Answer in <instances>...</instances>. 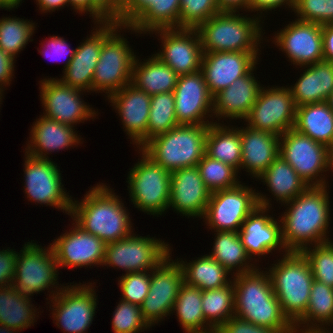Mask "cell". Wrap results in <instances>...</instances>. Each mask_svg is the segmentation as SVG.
I'll return each instance as SVG.
<instances>
[{
  "instance_id": "cell-1",
  "label": "cell",
  "mask_w": 333,
  "mask_h": 333,
  "mask_svg": "<svg viewBox=\"0 0 333 333\" xmlns=\"http://www.w3.org/2000/svg\"><path fill=\"white\" fill-rule=\"evenodd\" d=\"M329 186L308 187L295 199L283 204L285 212L279 216L283 243L288 251L304 248L329 239L331 205ZM288 206V207H287Z\"/></svg>"
},
{
  "instance_id": "cell-2",
  "label": "cell",
  "mask_w": 333,
  "mask_h": 333,
  "mask_svg": "<svg viewBox=\"0 0 333 333\" xmlns=\"http://www.w3.org/2000/svg\"><path fill=\"white\" fill-rule=\"evenodd\" d=\"M106 183L90 187L79 202L72 200L70 217L85 232L106 244L128 237L132 232L129 212L119 195Z\"/></svg>"
},
{
  "instance_id": "cell-3",
  "label": "cell",
  "mask_w": 333,
  "mask_h": 333,
  "mask_svg": "<svg viewBox=\"0 0 333 333\" xmlns=\"http://www.w3.org/2000/svg\"><path fill=\"white\" fill-rule=\"evenodd\" d=\"M234 315L279 333H295L294 325L283 314L274 293L268 271L259 266L248 273L233 276Z\"/></svg>"
},
{
  "instance_id": "cell-4",
  "label": "cell",
  "mask_w": 333,
  "mask_h": 333,
  "mask_svg": "<svg viewBox=\"0 0 333 333\" xmlns=\"http://www.w3.org/2000/svg\"><path fill=\"white\" fill-rule=\"evenodd\" d=\"M240 12H220L200 24L203 52H259L263 43V19Z\"/></svg>"
},
{
  "instance_id": "cell-5",
  "label": "cell",
  "mask_w": 333,
  "mask_h": 333,
  "mask_svg": "<svg viewBox=\"0 0 333 333\" xmlns=\"http://www.w3.org/2000/svg\"><path fill=\"white\" fill-rule=\"evenodd\" d=\"M267 268L283 314L294 325L307 310L313 274L302 252L289 251Z\"/></svg>"
},
{
  "instance_id": "cell-6",
  "label": "cell",
  "mask_w": 333,
  "mask_h": 333,
  "mask_svg": "<svg viewBox=\"0 0 333 333\" xmlns=\"http://www.w3.org/2000/svg\"><path fill=\"white\" fill-rule=\"evenodd\" d=\"M124 25L117 22L102 23V48L92 79L91 91L110 96L131 84L136 54L124 38ZM131 47V48H130Z\"/></svg>"
},
{
  "instance_id": "cell-7",
  "label": "cell",
  "mask_w": 333,
  "mask_h": 333,
  "mask_svg": "<svg viewBox=\"0 0 333 333\" xmlns=\"http://www.w3.org/2000/svg\"><path fill=\"white\" fill-rule=\"evenodd\" d=\"M209 125H178L147 141L140 149L170 173L197 166L205 155Z\"/></svg>"
},
{
  "instance_id": "cell-8",
  "label": "cell",
  "mask_w": 333,
  "mask_h": 333,
  "mask_svg": "<svg viewBox=\"0 0 333 333\" xmlns=\"http://www.w3.org/2000/svg\"><path fill=\"white\" fill-rule=\"evenodd\" d=\"M239 183L237 186L212 192L203 221L216 231H239L244 220L258 207H272L266 194Z\"/></svg>"
},
{
  "instance_id": "cell-9",
  "label": "cell",
  "mask_w": 333,
  "mask_h": 333,
  "mask_svg": "<svg viewBox=\"0 0 333 333\" xmlns=\"http://www.w3.org/2000/svg\"><path fill=\"white\" fill-rule=\"evenodd\" d=\"M138 153L141 158L128 172L126 181L130 200L139 211L162 216L170 201L171 173L156 164L141 149Z\"/></svg>"
},
{
  "instance_id": "cell-10",
  "label": "cell",
  "mask_w": 333,
  "mask_h": 333,
  "mask_svg": "<svg viewBox=\"0 0 333 333\" xmlns=\"http://www.w3.org/2000/svg\"><path fill=\"white\" fill-rule=\"evenodd\" d=\"M37 244L25 242L18 252L12 285L28 296L53 288L49 292L51 300L66 284L58 282L59 268L51 244L47 248Z\"/></svg>"
},
{
  "instance_id": "cell-11",
  "label": "cell",
  "mask_w": 333,
  "mask_h": 333,
  "mask_svg": "<svg viewBox=\"0 0 333 333\" xmlns=\"http://www.w3.org/2000/svg\"><path fill=\"white\" fill-rule=\"evenodd\" d=\"M279 155L293 167L308 187L329 185L325 176L329 171V148L326 145L291 128L280 136Z\"/></svg>"
},
{
  "instance_id": "cell-12",
  "label": "cell",
  "mask_w": 333,
  "mask_h": 333,
  "mask_svg": "<svg viewBox=\"0 0 333 333\" xmlns=\"http://www.w3.org/2000/svg\"><path fill=\"white\" fill-rule=\"evenodd\" d=\"M133 232L126 238L106 244L102 266L131 272L152 271L170 253L168 242Z\"/></svg>"
},
{
  "instance_id": "cell-13",
  "label": "cell",
  "mask_w": 333,
  "mask_h": 333,
  "mask_svg": "<svg viewBox=\"0 0 333 333\" xmlns=\"http://www.w3.org/2000/svg\"><path fill=\"white\" fill-rule=\"evenodd\" d=\"M68 284L50 300L53 323L63 329V333H86L98 308L97 286L95 282Z\"/></svg>"
},
{
  "instance_id": "cell-14",
  "label": "cell",
  "mask_w": 333,
  "mask_h": 333,
  "mask_svg": "<svg viewBox=\"0 0 333 333\" xmlns=\"http://www.w3.org/2000/svg\"><path fill=\"white\" fill-rule=\"evenodd\" d=\"M24 191L28 201L55 207L70 216L72 198L62 184V175L52 159L33 157L25 152Z\"/></svg>"
},
{
  "instance_id": "cell-15",
  "label": "cell",
  "mask_w": 333,
  "mask_h": 333,
  "mask_svg": "<svg viewBox=\"0 0 333 333\" xmlns=\"http://www.w3.org/2000/svg\"><path fill=\"white\" fill-rule=\"evenodd\" d=\"M165 257L152 271L149 292L140 305L143 319L150 327L170 316L184 275L178 259Z\"/></svg>"
},
{
  "instance_id": "cell-16",
  "label": "cell",
  "mask_w": 333,
  "mask_h": 333,
  "mask_svg": "<svg viewBox=\"0 0 333 333\" xmlns=\"http://www.w3.org/2000/svg\"><path fill=\"white\" fill-rule=\"evenodd\" d=\"M296 108L289 87H261L257 100L244 121L252 129L281 136L294 128Z\"/></svg>"
},
{
  "instance_id": "cell-17",
  "label": "cell",
  "mask_w": 333,
  "mask_h": 333,
  "mask_svg": "<svg viewBox=\"0 0 333 333\" xmlns=\"http://www.w3.org/2000/svg\"><path fill=\"white\" fill-rule=\"evenodd\" d=\"M39 83L40 101L45 110L43 116L72 127L90 121V118L94 121L98 116V111L84 102L85 91L66 86L54 77H45Z\"/></svg>"
},
{
  "instance_id": "cell-18",
  "label": "cell",
  "mask_w": 333,
  "mask_h": 333,
  "mask_svg": "<svg viewBox=\"0 0 333 333\" xmlns=\"http://www.w3.org/2000/svg\"><path fill=\"white\" fill-rule=\"evenodd\" d=\"M148 34H155L162 43L161 50L155 52L154 55L178 75L191 74L201 70L203 51L196 29H156Z\"/></svg>"
},
{
  "instance_id": "cell-19",
  "label": "cell",
  "mask_w": 333,
  "mask_h": 333,
  "mask_svg": "<svg viewBox=\"0 0 333 333\" xmlns=\"http://www.w3.org/2000/svg\"><path fill=\"white\" fill-rule=\"evenodd\" d=\"M180 0H123L118 24L128 32L148 34L156 29L179 28Z\"/></svg>"
},
{
  "instance_id": "cell-20",
  "label": "cell",
  "mask_w": 333,
  "mask_h": 333,
  "mask_svg": "<svg viewBox=\"0 0 333 333\" xmlns=\"http://www.w3.org/2000/svg\"><path fill=\"white\" fill-rule=\"evenodd\" d=\"M283 30H277L272 43L284 52L296 68L308 66L323 59L322 25L294 19Z\"/></svg>"
},
{
  "instance_id": "cell-21",
  "label": "cell",
  "mask_w": 333,
  "mask_h": 333,
  "mask_svg": "<svg viewBox=\"0 0 333 333\" xmlns=\"http://www.w3.org/2000/svg\"><path fill=\"white\" fill-rule=\"evenodd\" d=\"M173 93L175 114L179 125H210L215 123L212 121L213 96L208 90L201 70L179 75ZM210 117L211 121H209Z\"/></svg>"
},
{
  "instance_id": "cell-22",
  "label": "cell",
  "mask_w": 333,
  "mask_h": 333,
  "mask_svg": "<svg viewBox=\"0 0 333 333\" xmlns=\"http://www.w3.org/2000/svg\"><path fill=\"white\" fill-rule=\"evenodd\" d=\"M69 232L61 234L51 244L58 268H82L102 266L106 243L97 236L85 232L72 221Z\"/></svg>"
},
{
  "instance_id": "cell-23",
  "label": "cell",
  "mask_w": 333,
  "mask_h": 333,
  "mask_svg": "<svg viewBox=\"0 0 333 333\" xmlns=\"http://www.w3.org/2000/svg\"><path fill=\"white\" fill-rule=\"evenodd\" d=\"M259 52H203L201 71L212 96L248 75L258 63Z\"/></svg>"
},
{
  "instance_id": "cell-24",
  "label": "cell",
  "mask_w": 333,
  "mask_h": 333,
  "mask_svg": "<svg viewBox=\"0 0 333 333\" xmlns=\"http://www.w3.org/2000/svg\"><path fill=\"white\" fill-rule=\"evenodd\" d=\"M269 209V207L258 206L244 220L239 230L245 251L255 262H259L255 257H265L269 253L275 252V250L283 252V255L289 252L283 243L280 218L275 219V217L269 215L268 212L271 211Z\"/></svg>"
},
{
  "instance_id": "cell-25",
  "label": "cell",
  "mask_w": 333,
  "mask_h": 333,
  "mask_svg": "<svg viewBox=\"0 0 333 333\" xmlns=\"http://www.w3.org/2000/svg\"><path fill=\"white\" fill-rule=\"evenodd\" d=\"M115 112L121 117L124 132L137 150L147 142V128L151 96L132 83L107 97Z\"/></svg>"
},
{
  "instance_id": "cell-26",
  "label": "cell",
  "mask_w": 333,
  "mask_h": 333,
  "mask_svg": "<svg viewBox=\"0 0 333 333\" xmlns=\"http://www.w3.org/2000/svg\"><path fill=\"white\" fill-rule=\"evenodd\" d=\"M168 209L188 218H203L211 192L206 188L197 166L171 172Z\"/></svg>"
},
{
  "instance_id": "cell-27",
  "label": "cell",
  "mask_w": 333,
  "mask_h": 333,
  "mask_svg": "<svg viewBox=\"0 0 333 333\" xmlns=\"http://www.w3.org/2000/svg\"><path fill=\"white\" fill-rule=\"evenodd\" d=\"M253 71L256 69L213 96V121L214 117L218 119L215 123L222 118L242 121L249 115L262 87Z\"/></svg>"
},
{
  "instance_id": "cell-28",
  "label": "cell",
  "mask_w": 333,
  "mask_h": 333,
  "mask_svg": "<svg viewBox=\"0 0 333 333\" xmlns=\"http://www.w3.org/2000/svg\"><path fill=\"white\" fill-rule=\"evenodd\" d=\"M75 128L49 119L42 114L33 123L30 130V139L26 143L25 152L33 157L49 159V153L76 147L82 142ZM70 147V148H69Z\"/></svg>"
},
{
  "instance_id": "cell-29",
  "label": "cell",
  "mask_w": 333,
  "mask_h": 333,
  "mask_svg": "<svg viewBox=\"0 0 333 333\" xmlns=\"http://www.w3.org/2000/svg\"><path fill=\"white\" fill-rule=\"evenodd\" d=\"M95 28L84 42L76 47L74 56L63 76L58 79L71 88L91 92V84L102 48V23H94Z\"/></svg>"
},
{
  "instance_id": "cell-30",
  "label": "cell",
  "mask_w": 333,
  "mask_h": 333,
  "mask_svg": "<svg viewBox=\"0 0 333 333\" xmlns=\"http://www.w3.org/2000/svg\"><path fill=\"white\" fill-rule=\"evenodd\" d=\"M246 126L240 127L242 149L240 170L246 169L244 171L258 179L279 156L280 136Z\"/></svg>"
},
{
  "instance_id": "cell-31",
  "label": "cell",
  "mask_w": 333,
  "mask_h": 333,
  "mask_svg": "<svg viewBox=\"0 0 333 333\" xmlns=\"http://www.w3.org/2000/svg\"><path fill=\"white\" fill-rule=\"evenodd\" d=\"M299 68L304 72L289 87L296 107L327 101L333 90V63L322 60Z\"/></svg>"
},
{
  "instance_id": "cell-32",
  "label": "cell",
  "mask_w": 333,
  "mask_h": 333,
  "mask_svg": "<svg viewBox=\"0 0 333 333\" xmlns=\"http://www.w3.org/2000/svg\"><path fill=\"white\" fill-rule=\"evenodd\" d=\"M332 325L333 288L313 280L307 310L294 324L295 333H333L329 331Z\"/></svg>"
},
{
  "instance_id": "cell-33",
  "label": "cell",
  "mask_w": 333,
  "mask_h": 333,
  "mask_svg": "<svg viewBox=\"0 0 333 333\" xmlns=\"http://www.w3.org/2000/svg\"><path fill=\"white\" fill-rule=\"evenodd\" d=\"M138 57L133 64L131 83L150 96L173 92L179 75L154 54L144 62Z\"/></svg>"
},
{
  "instance_id": "cell-34",
  "label": "cell",
  "mask_w": 333,
  "mask_h": 333,
  "mask_svg": "<svg viewBox=\"0 0 333 333\" xmlns=\"http://www.w3.org/2000/svg\"><path fill=\"white\" fill-rule=\"evenodd\" d=\"M294 129L328 148L331 147L333 145V111L327 101L297 107Z\"/></svg>"
},
{
  "instance_id": "cell-35",
  "label": "cell",
  "mask_w": 333,
  "mask_h": 333,
  "mask_svg": "<svg viewBox=\"0 0 333 333\" xmlns=\"http://www.w3.org/2000/svg\"><path fill=\"white\" fill-rule=\"evenodd\" d=\"M212 123L208 127L205 154L229 164L240 173L242 158L240 127Z\"/></svg>"
},
{
  "instance_id": "cell-36",
  "label": "cell",
  "mask_w": 333,
  "mask_h": 333,
  "mask_svg": "<svg viewBox=\"0 0 333 333\" xmlns=\"http://www.w3.org/2000/svg\"><path fill=\"white\" fill-rule=\"evenodd\" d=\"M275 200L281 206L295 199L307 188V184L301 179L293 167L280 155L270 164L265 172L258 178Z\"/></svg>"
},
{
  "instance_id": "cell-37",
  "label": "cell",
  "mask_w": 333,
  "mask_h": 333,
  "mask_svg": "<svg viewBox=\"0 0 333 333\" xmlns=\"http://www.w3.org/2000/svg\"><path fill=\"white\" fill-rule=\"evenodd\" d=\"M210 255L233 276L248 273L258 266L251 262L243 246L239 231H216ZM251 262V263H250Z\"/></svg>"
},
{
  "instance_id": "cell-38",
  "label": "cell",
  "mask_w": 333,
  "mask_h": 333,
  "mask_svg": "<svg viewBox=\"0 0 333 333\" xmlns=\"http://www.w3.org/2000/svg\"><path fill=\"white\" fill-rule=\"evenodd\" d=\"M31 300L13 285L0 288V324L19 331L33 326L39 312Z\"/></svg>"
},
{
  "instance_id": "cell-39",
  "label": "cell",
  "mask_w": 333,
  "mask_h": 333,
  "mask_svg": "<svg viewBox=\"0 0 333 333\" xmlns=\"http://www.w3.org/2000/svg\"><path fill=\"white\" fill-rule=\"evenodd\" d=\"M178 262L182 268L184 283L198 287L202 291L221 288L233 282V276L231 279L228 277L233 274L210 255L205 254L188 263L183 259Z\"/></svg>"
},
{
  "instance_id": "cell-40",
  "label": "cell",
  "mask_w": 333,
  "mask_h": 333,
  "mask_svg": "<svg viewBox=\"0 0 333 333\" xmlns=\"http://www.w3.org/2000/svg\"><path fill=\"white\" fill-rule=\"evenodd\" d=\"M176 313L185 333L201 332L213 327L204 319L202 310V290L183 283L171 314Z\"/></svg>"
},
{
  "instance_id": "cell-41",
  "label": "cell",
  "mask_w": 333,
  "mask_h": 333,
  "mask_svg": "<svg viewBox=\"0 0 333 333\" xmlns=\"http://www.w3.org/2000/svg\"><path fill=\"white\" fill-rule=\"evenodd\" d=\"M234 299L233 282L221 288L202 291L204 319L213 328H219L234 316Z\"/></svg>"
},
{
  "instance_id": "cell-42",
  "label": "cell",
  "mask_w": 333,
  "mask_h": 333,
  "mask_svg": "<svg viewBox=\"0 0 333 333\" xmlns=\"http://www.w3.org/2000/svg\"><path fill=\"white\" fill-rule=\"evenodd\" d=\"M3 17L0 19V48L15 60L28 42L33 41L35 22L19 17Z\"/></svg>"
},
{
  "instance_id": "cell-43",
  "label": "cell",
  "mask_w": 333,
  "mask_h": 333,
  "mask_svg": "<svg viewBox=\"0 0 333 333\" xmlns=\"http://www.w3.org/2000/svg\"><path fill=\"white\" fill-rule=\"evenodd\" d=\"M150 105L147 141L179 125L175 114L173 92L152 95Z\"/></svg>"
},
{
  "instance_id": "cell-44",
  "label": "cell",
  "mask_w": 333,
  "mask_h": 333,
  "mask_svg": "<svg viewBox=\"0 0 333 333\" xmlns=\"http://www.w3.org/2000/svg\"><path fill=\"white\" fill-rule=\"evenodd\" d=\"M200 176L206 188L212 193L229 189L242 183L238 179V171L229 164L222 163L206 154L197 164Z\"/></svg>"
},
{
  "instance_id": "cell-45",
  "label": "cell",
  "mask_w": 333,
  "mask_h": 333,
  "mask_svg": "<svg viewBox=\"0 0 333 333\" xmlns=\"http://www.w3.org/2000/svg\"><path fill=\"white\" fill-rule=\"evenodd\" d=\"M301 252L309 262L314 280L333 288V241L308 246Z\"/></svg>"
},
{
  "instance_id": "cell-46",
  "label": "cell",
  "mask_w": 333,
  "mask_h": 333,
  "mask_svg": "<svg viewBox=\"0 0 333 333\" xmlns=\"http://www.w3.org/2000/svg\"><path fill=\"white\" fill-rule=\"evenodd\" d=\"M218 13L217 0H180L179 28L196 29Z\"/></svg>"
},
{
  "instance_id": "cell-47",
  "label": "cell",
  "mask_w": 333,
  "mask_h": 333,
  "mask_svg": "<svg viewBox=\"0 0 333 333\" xmlns=\"http://www.w3.org/2000/svg\"><path fill=\"white\" fill-rule=\"evenodd\" d=\"M111 319L114 333H140L151 328L143 319L140 306L120 300Z\"/></svg>"
},
{
  "instance_id": "cell-48",
  "label": "cell",
  "mask_w": 333,
  "mask_h": 333,
  "mask_svg": "<svg viewBox=\"0 0 333 333\" xmlns=\"http://www.w3.org/2000/svg\"><path fill=\"white\" fill-rule=\"evenodd\" d=\"M119 278L121 300L140 306L149 292L151 271L131 272Z\"/></svg>"
},
{
  "instance_id": "cell-49",
  "label": "cell",
  "mask_w": 333,
  "mask_h": 333,
  "mask_svg": "<svg viewBox=\"0 0 333 333\" xmlns=\"http://www.w3.org/2000/svg\"><path fill=\"white\" fill-rule=\"evenodd\" d=\"M293 12L301 21L333 24V0H297Z\"/></svg>"
},
{
  "instance_id": "cell-50",
  "label": "cell",
  "mask_w": 333,
  "mask_h": 333,
  "mask_svg": "<svg viewBox=\"0 0 333 333\" xmlns=\"http://www.w3.org/2000/svg\"><path fill=\"white\" fill-rule=\"evenodd\" d=\"M123 0H92L94 23L117 22L121 18Z\"/></svg>"
},
{
  "instance_id": "cell-51",
  "label": "cell",
  "mask_w": 333,
  "mask_h": 333,
  "mask_svg": "<svg viewBox=\"0 0 333 333\" xmlns=\"http://www.w3.org/2000/svg\"><path fill=\"white\" fill-rule=\"evenodd\" d=\"M47 40L45 41L46 43L41 42V45H44L42 46L44 50L41 51L38 48V52L43 56H46V58L47 57L50 58L52 56L55 62H57V60H60V58L62 59V57L67 56L63 66L64 67L63 70H65L68 67L69 63L71 62L72 57L75 54L76 48L70 49L67 40H65L60 36H50L49 39Z\"/></svg>"
},
{
  "instance_id": "cell-52",
  "label": "cell",
  "mask_w": 333,
  "mask_h": 333,
  "mask_svg": "<svg viewBox=\"0 0 333 333\" xmlns=\"http://www.w3.org/2000/svg\"><path fill=\"white\" fill-rule=\"evenodd\" d=\"M221 333H279L278 331L258 326L237 316H233L218 328Z\"/></svg>"
},
{
  "instance_id": "cell-53",
  "label": "cell",
  "mask_w": 333,
  "mask_h": 333,
  "mask_svg": "<svg viewBox=\"0 0 333 333\" xmlns=\"http://www.w3.org/2000/svg\"><path fill=\"white\" fill-rule=\"evenodd\" d=\"M15 249L0 250V288L8 287L14 282L18 252Z\"/></svg>"
},
{
  "instance_id": "cell-54",
  "label": "cell",
  "mask_w": 333,
  "mask_h": 333,
  "mask_svg": "<svg viewBox=\"0 0 333 333\" xmlns=\"http://www.w3.org/2000/svg\"><path fill=\"white\" fill-rule=\"evenodd\" d=\"M296 2L297 0H250L249 12L255 13L257 11L255 16L262 19V14L264 16V13H267L268 11H276V8H281L283 5V7L286 8L288 6V8H290V10L293 12Z\"/></svg>"
},
{
  "instance_id": "cell-55",
  "label": "cell",
  "mask_w": 333,
  "mask_h": 333,
  "mask_svg": "<svg viewBox=\"0 0 333 333\" xmlns=\"http://www.w3.org/2000/svg\"><path fill=\"white\" fill-rule=\"evenodd\" d=\"M15 59L0 48V92L5 91L14 76Z\"/></svg>"
},
{
  "instance_id": "cell-56",
  "label": "cell",
  "mask_w": 333,
  "mask_h": 333,
  "mask_svg": "<svg viewBox=\"0 0 333 333\" xmlns=\"http://www.w3.org/2000/svg\"><path fill=\"white\" fill-rule=\"evenodd\" d=\"M323 59L333 63V24L322 26Z\"/></svg>"
},
{
  "instance_id": "cell-57",
  "label": "cell",
  "mask_w": 333,
  "mask_h": 333,
  "mask_svg": "<svg viewBox=\"0 0 333 333\" xmlns=\"http://www.w3.org/2000/svg\"><path fill=\"white\" fill-rule=\"evenodd\" d=\"M249 4L250 0H217L220 12H249Z\"/></svg>"
},
{
  "instance_id": "cell-58",
  "label": "cell",
  "mask_w": 333,
  "mask_h": 333,
  "mask_svg": "<svg viewBox=\"0 0 333 333\" xmlns=\"http://www.w3.org/2000/svg\"><path fill=\"white\" fill-rule=\"evenodd\" d=\"M37 3V7L39 6V10L41 13L55 12V10H59L60 8L69 6V0H35Z\"/></svg>"
},
{
  "instance_id": "cell-59",
  "label": "cell",
  "mask_w": 333,
  "mask_h": 333,
  "mask_svg": "<svg viewBox=\"0 0 333 333\" xmlns=\"http://www.w3.org/2000/svg\"><path fill=\"white\" fill-rule=\"evenodd\" d=\"M69 5L72 9H75L76 13L90 14L92 16V0H69Z\"/></svg>"
},
{
  "instance_id": "cell-60",
  "label": "cell",
  "mask_w": 333,
  "mask_h": 333,
  "mask_svg": "<svg viewBox=\"0 0 333 333\" xmlns=\"http://www.w3.org/2000/svg\"><path fill=\"white\" fill-rule=\"evenodd\" d=\"M1 1L9 8L15 9L19 7V5H21L20 3H22L23 0H1Z\"/></svg>"
},
{
  "instance_id": "cell-61",
  "label": "cell",
  "mask_w": 333,
  "mask_h": 333,
  "mask_svg": "<svg viewBox=\"0 0 333 333\" xmlns=\"http://www.w3.org/2000/svg\"><path fill=\"white\" fill-rule=\"evenodd\" d=\"M0 333H20V331L0 324Z\"/></svg>"
},
{
  "instance_id": "cell-62",
  "label": "cell",
  "mask_w": 333,
  "mask_h": 333,
  "mask_svg": "<svg viewBox=\"0 0 333 333\" xmlns=\"http://www.w3.org/2000/svg\"><path fill=\"white\" fill-rule=\"evenodd\" d=\"M329 171L333 172V145L329 147Z\"/></svg>"
},
{
  "instance_id": "cell-63",
  "label": "cell",
  "mask_w": 333,
  "mask_h": 333,
  "mask_svg": "<svg viewBox=\"0 0 333 333\" xmlns=\"http://www.w3.org/2000/svg\"><path fill=\"white\" fill-rule=\"evenodd\" d=\"M193 333H221V331L218 328H212L207 331L193 332Z\"/></svg>"
},
{
  "instance_id": "cell-64",
  "label": "cell",
  "mask_w": 333,
  "mask_h": 333,
  "mask_svg": "<svg viewBox=\"0 0 333 333\" xmlns=\"http://www.w3.org/2000/svg\"><path fill=\"white\" fill-rule=\"evenodd\" d=\"M327 103L329 104L331 110L333 111V90H332V93L329 95V97L327 99Z\"/></svg>"
},
{
  "instance_id": "cell-65",
  "label": "cell",
  "mask_w": 333,
  "mask_h": 333,
  "mask_svg": "<svg viewBox=\"0 0 333 333\" xmlns=\"http://www.w3.org/2000/svg\"><path fill=\"white\" fill-rule=\"evenodd\" d=\"M0 9H5V10H13V8H9L8 6H6L1 0H0Z\"/></svg>"
},
{
  "instance_id": "cell-66",
  "label": "cell",
  "mask_w": 333,
  "mask_h": 333,
  "mask_svg": "<svg viewBox=\"0 0 333 333\" xmlns=\"http://www.w3.org/2000/svg\"><path fill=\"white\" fill-rule=\"evenodd\" d=\"M2 98H3V96H0V104H2L1 102H3V101H2ZM0 106H1V105H0Z\"/></svg>"
}]
</instances>
